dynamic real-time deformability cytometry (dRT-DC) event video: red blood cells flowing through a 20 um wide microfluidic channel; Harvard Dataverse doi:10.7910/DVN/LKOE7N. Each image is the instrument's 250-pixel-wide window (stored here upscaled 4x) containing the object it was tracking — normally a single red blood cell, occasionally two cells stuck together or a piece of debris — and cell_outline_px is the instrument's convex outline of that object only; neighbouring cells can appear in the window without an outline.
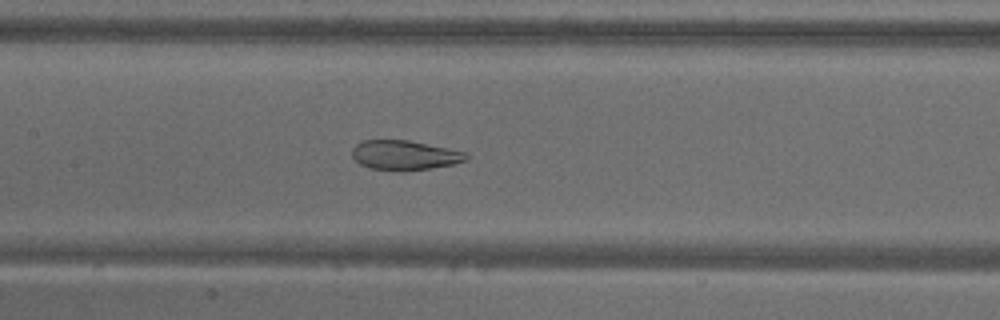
{"species": "common noctule bat (a hibernating species)", "species_latin": "Nyctalus noctula", "temperature_condition": "warm", "stored_images_in_passage": 52, "camera_frame_rate_fps": 3000, "um_per_image_px": 0.085, "animal": {"sex": "male", "body_mass_g": 18.8}, "frame": {"image": 1, "passage_image": 24, "time_ms": 7.667, "image_size_px": [1000, 320], "cell_outline_px": [[468, 160], [452, 164], [432, 168], [400, 172], [368, 168], [360, 164], [352, 156], [352, 148], [360, 140], [408, 140], [468, 152]], "centroid_in_image_um": [34.38, 13.2], "position_along_channel_um": 173.0, "area_um2": 20.0}}
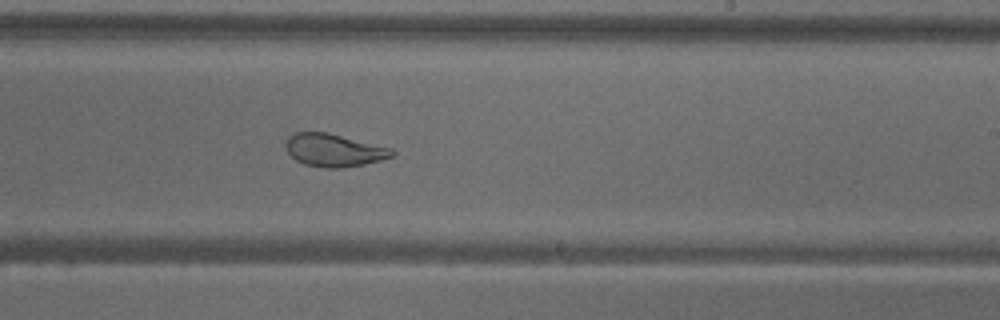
{"frame": {"image": 2, "passage_image": 31, "time_ms": 10.0, "image_size_px": [1000, 320], "cell_outline_px": [[396, 152], [392, 156], [380, 160], [364, 164], [344, 168], [324, 168], [304, 164], [296, 160], [288, 152], [284, 144], [288, 136], [296, 132], [328, 132], [392, 148]], "centroid_in_image_um": [28.38, 12.76], "position_along_channel_um": 260.6, "area_um2": 20.4}}
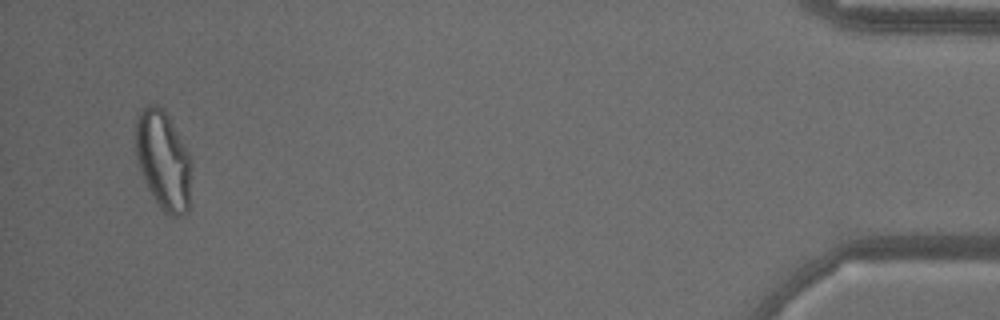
{"frame": {"image": 3, "passage_image": 50, "time_ms": 16.333, "image_size_px": [1000, 320], "cell_outline_px": [[192, 164], [188, 212], [184, 216], [172, 220], [156, 204], [136, 164], [136, 116], [140, 108], [148, 104], [156, 104], [164, 108], [188, 152], [192, 160]], "centroid_in_image_um": [13.88, 13.67], "position_along_channel_um": 421.3, "area_um2": 33.06}, "authors_computed_cell_mechanics": {"area_um2": 27.3972, "velocity_mm_per_s": 3.7648, "shape_relaxation_time_tau1_ms": null, "shape_relaxation_time_tau2_ms": 1.039, "deformation_change_tau1": null, "deformation_change_tau2": 0.0711}}